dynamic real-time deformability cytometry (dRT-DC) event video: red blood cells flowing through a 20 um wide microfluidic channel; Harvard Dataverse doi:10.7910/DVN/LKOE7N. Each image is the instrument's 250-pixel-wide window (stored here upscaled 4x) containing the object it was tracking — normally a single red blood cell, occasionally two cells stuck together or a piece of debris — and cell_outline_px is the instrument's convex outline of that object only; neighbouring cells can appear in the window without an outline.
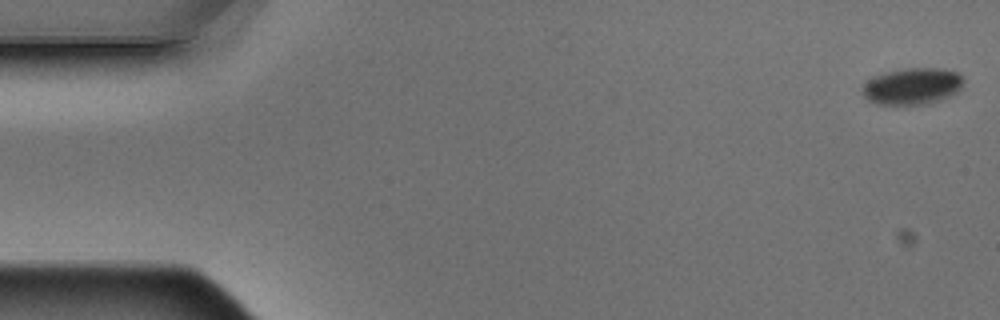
{"species": "Egyptian fruit bat (a non-hibernating species)", "species_latin": "Rousettus aegyptiacus", "temperature_condition": "warm", "stored_images_in_passage": 5, "camera_frame_rate_fps": 3000, "um_per_image_px": 0.085, "animal": {"sex": "male"}, "frame": {"image": 1, "passage_image": 1, "time_ms": 0.0, "image_size_px": [1000, 320], "cell_outline_px": [[964, 80], [960, 88], [956, 92], [948, 96], [924, 104], [876, 104], [868, 100], [864, 96], [864, 84], [872, 76], [904, 68], [944, 68], [956, 72]], "centroid_in_image_um": [77.53, 7.31], "position_along_channel_um": 7.5, "area_um2": 21.21}}
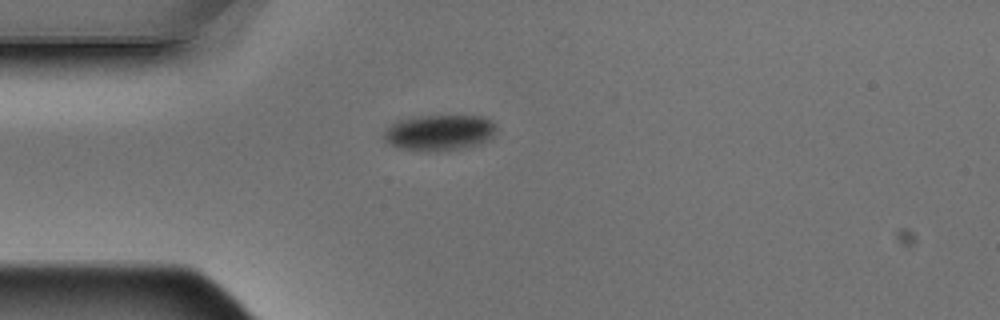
{"frame": {"image": 2, "passage_image": 5, "time_ms": 1.333, "image_size_px": [1000, 320], "cell_outline_px": [[496, 128], [492, 136], [488, 140], [480, 144], [464, 148], [436, 152], [416, 152], [396, 148], [388, 144], [380, 136], [396, 120], [420, 116], [480, 116], [492, 120], [496, 124]], "centroid_in_image_um": [37.29, 11.3], "position_along_channel_um": 47.7, "area_um2": 24.1}}